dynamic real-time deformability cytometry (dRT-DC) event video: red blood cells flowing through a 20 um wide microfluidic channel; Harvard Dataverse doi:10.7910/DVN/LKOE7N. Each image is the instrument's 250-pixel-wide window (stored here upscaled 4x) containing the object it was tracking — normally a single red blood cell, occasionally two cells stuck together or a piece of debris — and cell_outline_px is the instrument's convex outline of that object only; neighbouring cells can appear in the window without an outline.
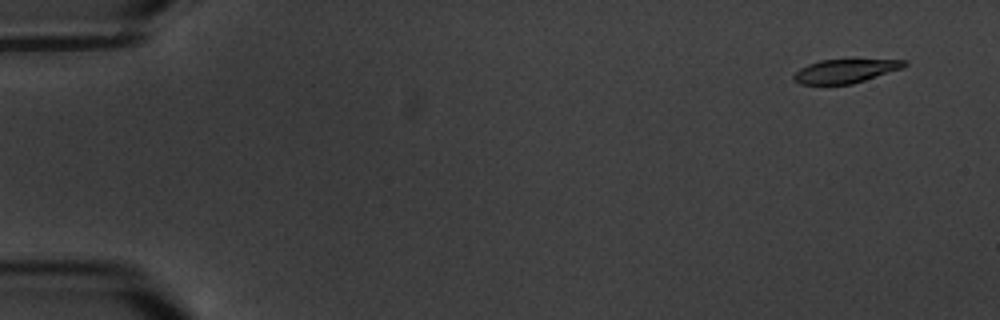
{"species": "common noctule bat (a hibernating species)", "species_latin": "Nyctalus noctula", "temperature_condition": "warm", "stored_images_in_passage": 5, "camera_frame_rate_fps": 3000, "um_per_image_px": 0.085, "animal": {"sex": "male", "body_mass_g": 20.1, "forearm_length_mm": 53.5}, "frame": {"image": 1, "passage_image": 2, "time_ms": 1.0, "image_size_px": [1000, 320], "cell_outline_px": [[908, 64], [904, 68], [852, 84], [800, 84], [792, 80], [792, 76], [800, 68], [808, 64], [820, 60], [908, 60]], "centroid_in_image_um": [71.85, 6.04], "position_along_channel_um": 13.2, "area_um2": 15.26}}
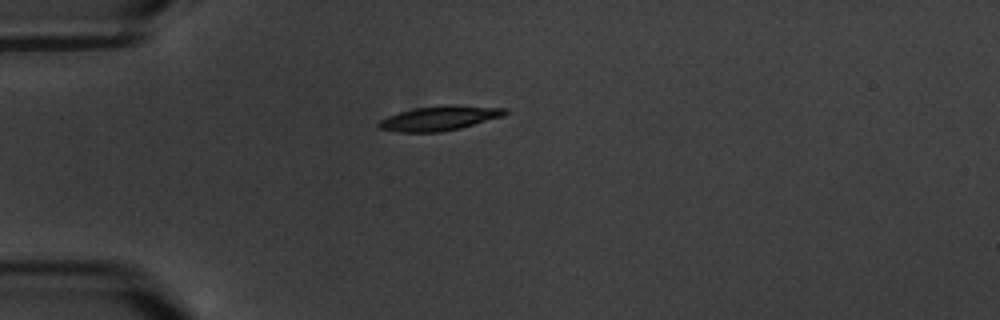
{"frame": {"image": 2, "passage_image": 5, "time_ms": 5.333, "image_size_px": [1000, 320], "cell_outline_px": [[508, 112], [504, 116], [460, 128], [440, 132], [396, 132], [380, 128], [376, 124], [380, 120], [388, 116], [400, 112], [416, 108], [452, 104], [456, 104], [508, 108]], "centroid_in_image_um": [37.4, 10.04], "position_along_channel_um": 47.6, "area_um2": 18.15}}